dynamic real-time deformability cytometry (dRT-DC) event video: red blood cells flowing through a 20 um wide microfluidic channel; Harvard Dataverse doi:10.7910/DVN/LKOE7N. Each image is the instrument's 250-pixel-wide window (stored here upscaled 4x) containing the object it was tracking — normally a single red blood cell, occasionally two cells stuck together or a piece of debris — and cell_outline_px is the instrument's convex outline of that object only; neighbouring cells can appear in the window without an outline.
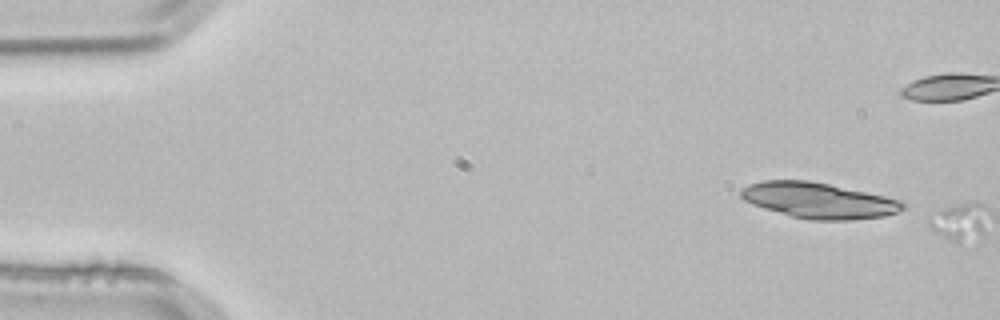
{"species": "common noctule bat (a hibernating species)", "species_latin": "Nyctalus noctula", "temperature_condition": "room temperature", "stored_images_in_passage": 2, "camera_frame_rate_fps": 3000, "um_per_image_px": 0.085, "animal": {"sex": "male", "body_mass_g": 21.5, "forearm_length_mm": 52.0}, "frame": {"image": 1, "passage_image": 1, "time_ms": 0.0, "image_size_px": [1000, 320], "cell_outline_px": [[908, 204], [904, 208], [896, 212], [884, 216], [852, 220], [808, 220], [792, 216], [764, 208], [752, 204], [744, 200], [740, 196], [740, 188], [748, 184], [760, 180], [808, 180], [828, 184], [884, 196], [900, 200]], "centroid_in_image_um": [69.55, 17.03], "position_along_channel_um": 15.4, "area_um2": 33.64}}